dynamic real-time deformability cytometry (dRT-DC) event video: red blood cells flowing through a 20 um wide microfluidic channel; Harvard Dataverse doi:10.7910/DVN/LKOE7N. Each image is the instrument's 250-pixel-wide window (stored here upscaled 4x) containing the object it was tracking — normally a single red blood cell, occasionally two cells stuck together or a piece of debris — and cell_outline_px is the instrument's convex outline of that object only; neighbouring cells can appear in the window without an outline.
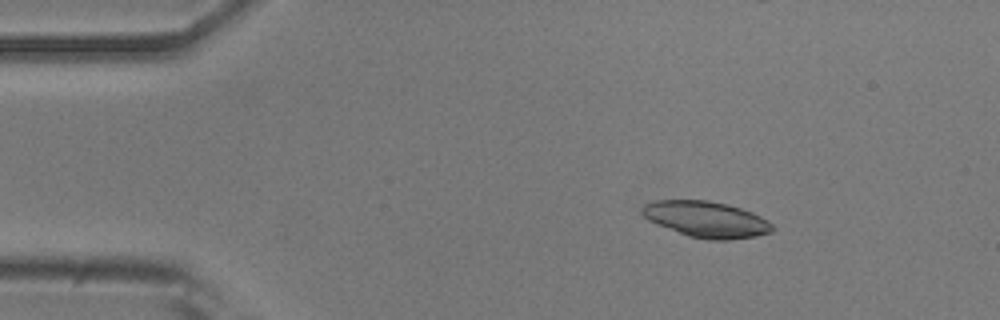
{"species": "common noctule bat (a hibernating species)", "species_latin": "Nyctalus noctula", "temperature_condition": "room temperature", "stored_images_in_passage": 54, "camera_frame_rate_fps": 3000, "um_per_image_px": 0.085, "animal": {"sex": "male", "body_mass_g": 20.5, "forearm_length_mm": 52.5}, "frame": {"image": 1, "passage_image": 8, "time_ms": 2.333, "image_size_px": [1000, 320], "cell_outline_px": [[776, 228], [772, 232], [756, 236], [728, 240], [708, 240], [688, 236], [648, 220], [640, 212], [640, 208], [644, 204], [656, 200], [708, 200], [728, 204], [752, 212], [768, 220]], "centroid_in_image_um": [60.05, 18.64], "position_along_channel_um": 25.0, "area_um2": 27.51}}
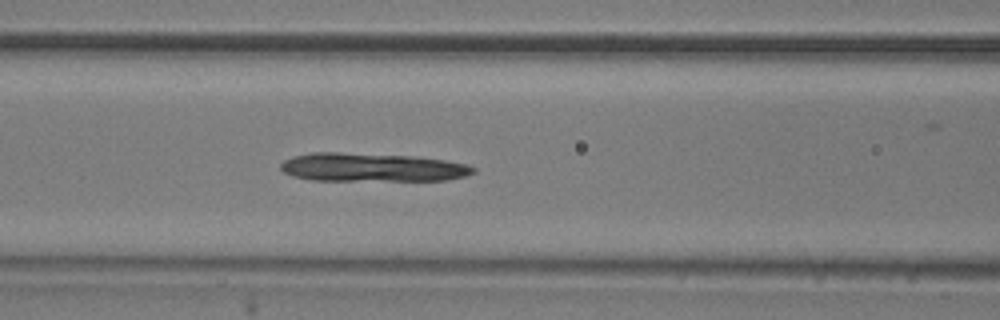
{"frame": {"image": 2, "passage_image": 22, "time_ms": 7.0, "image_size_px": [1000, 320], "cell_outline_px": [[476, 172], [464, 176], [444, 180], [312, 180], [292, 176], [284, 172], [280, 168], [280, 164], [284, 160], [292, 156], [312, 152], [340, 152], [416, 156], [444, 160], [468, 164], [476, 168]], "centroid_in_image_um": [31.6, 14.21], "position_along_channel_um": 135.0, "area_um2": 32.14}}
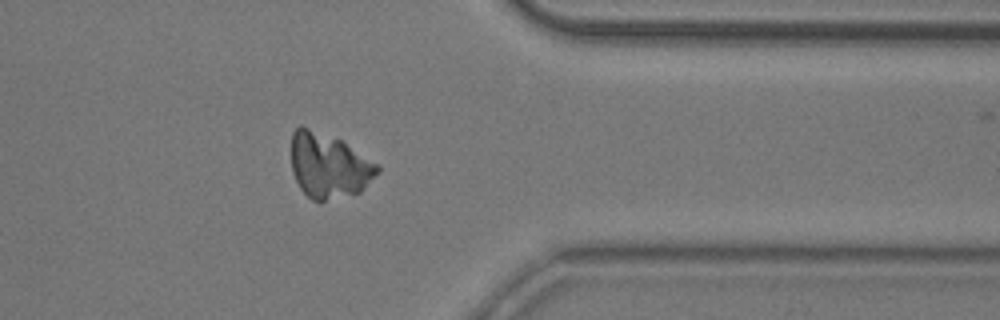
{"frame": {"image": 3, "passage_image": 43, "time_ms": 14.0, "image_size_px": [1000, 320], "cell_outline_px": [[380, 172], [360, 192], [324, 200], [312, 200], [300, 188], [292, 172], [292, 132], [300, 124], [340, 140], [380, 164]], "centroid_in_image_um": [27.96, 14.06], "position_along_channel_um": 383.4, "area_um2": 32.37}}